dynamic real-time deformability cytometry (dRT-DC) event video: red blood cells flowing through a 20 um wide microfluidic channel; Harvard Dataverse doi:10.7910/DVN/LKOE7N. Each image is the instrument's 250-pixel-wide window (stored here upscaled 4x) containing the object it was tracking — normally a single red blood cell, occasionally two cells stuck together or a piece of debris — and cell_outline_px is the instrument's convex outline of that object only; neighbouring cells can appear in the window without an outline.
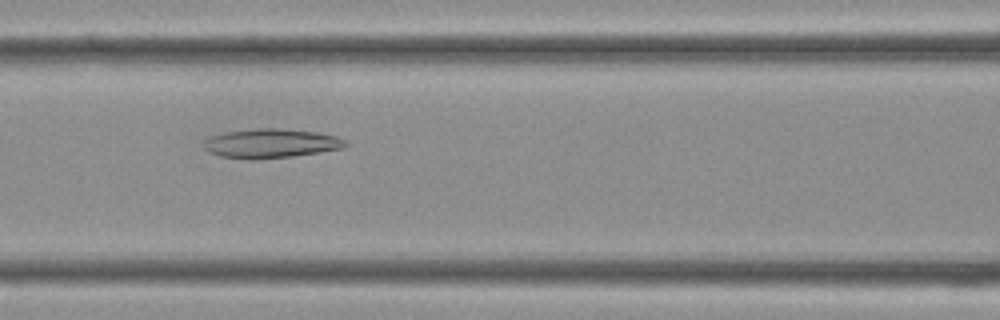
{"species": "Egyptian fruit bat (a non-hibernating species)", "species_latin": "Rousettus aegyptiacus", "temperature_condition": "cold", "stored_images_in_passage": 36, "camera_frame_rate_fps": 3000, "um_per_image_px": 0.085, "frame": {"image": 1, "passage_image": 15, "time_ms": 4.667, "image_size_px": [1000, 320], "cell_outline_px": [[348, 144], [344, 148], [292, 156], [256, 160], [248, 160], [220, 156], [208, 152], [204, 148], [204, 140], [212, 136], [224, 132], [260, 128], [280, 128], [316, 132], [336, 136], [344, 140]], "centroid_in_image_um": [23.0, 12.2], "position_along_channel_um": 143.6, "area_um2": 24.16}}
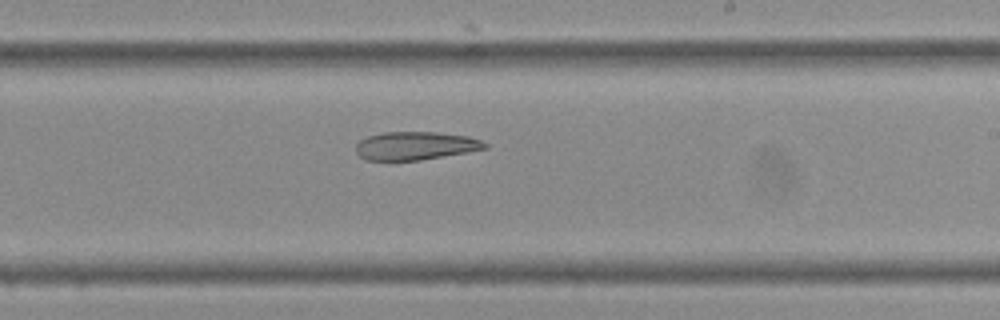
{"frame": {"image": 2, "passage_image": 21, "time_ms": 6.667, "image_size_px": [1000, 320], "cell_outline_px": [[488, 148], [468, 152], [420, 160], [364, 160], [356, 152], [356, 144], [360, 140], [368, 136], [384, 132], [436, 132], [468, 136], [480, 140], [488, 144]], "centroid_in_image_um": [35.31, 12.39], "position_along_channel_um": 253.7, "area_um2": 21.21}}
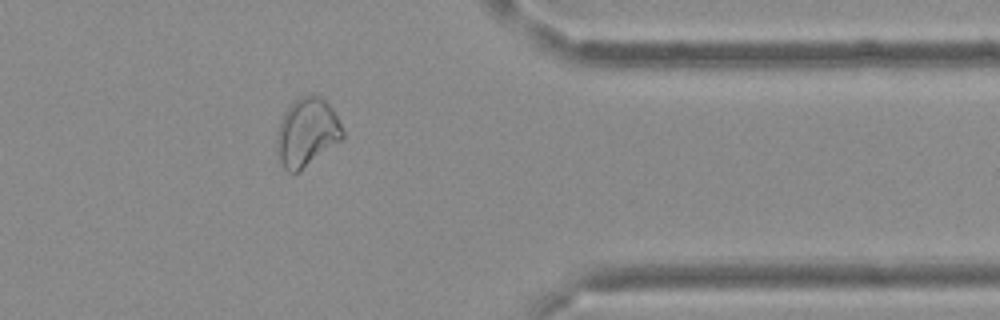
{"frame": {"image": 3, "passage_image": 29, "time_ms": 9.333, "image_size_px": [1000, 320], "cell_outline_px": [[344, 136], [340, 140], [296, 172], [288, 172], [280, 164], [276, 156], [276, 132], [280, 120], [284, 112], [300, 96], [308, 92], [320, 96], [332, 108], [344, 132]], "centroid_in_image_um": [26.03, 11.21], "position_along_channel_um": 385.4, "area_um2": 26.01}}